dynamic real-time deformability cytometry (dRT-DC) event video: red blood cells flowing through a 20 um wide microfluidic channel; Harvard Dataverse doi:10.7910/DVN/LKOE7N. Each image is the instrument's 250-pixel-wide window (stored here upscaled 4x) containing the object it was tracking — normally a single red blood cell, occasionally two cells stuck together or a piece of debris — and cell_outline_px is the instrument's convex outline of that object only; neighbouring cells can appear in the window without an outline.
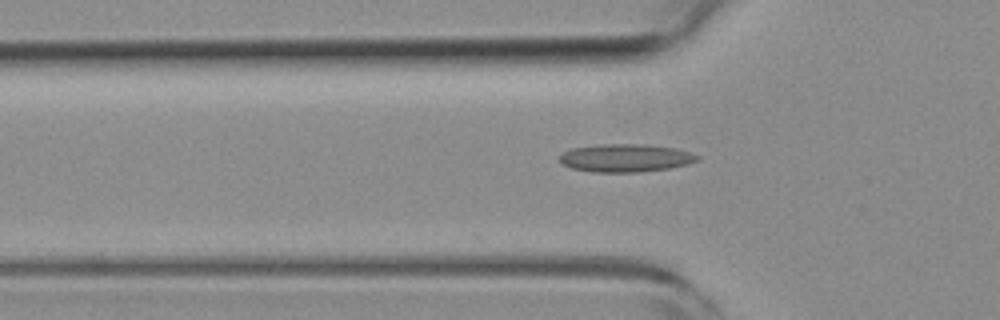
{"species": "common noctule bat (a hibernating species)", "species_latin": "Nyctalus noctula", "temperature_condition": "room temperature", "stored_images_in_passage": 39, "camera_frame_rate_fps": 3000, "um_per_image_px": 0.085, "animal": {"sex": "female", "body_mass_g": 19.3, "forearm_length_mm": 54.1}, "frame": {"image": 1, "passage_image": 10, "time_ms": 3.0, "image_size_px": [1000, 320], "cell_outline_px": [[700, 160], [688, 164], [668, 168], [640, 172], [592, 172], [572, 168], [556, 160], [564, 152], [572, 148], [600, 144], [644, 144], [676, 148], [700, 156]], "centroid_in_image_um": [53.17, 13.42], "position_along_channel_um": 72.6, "area_um2": 22.48}}
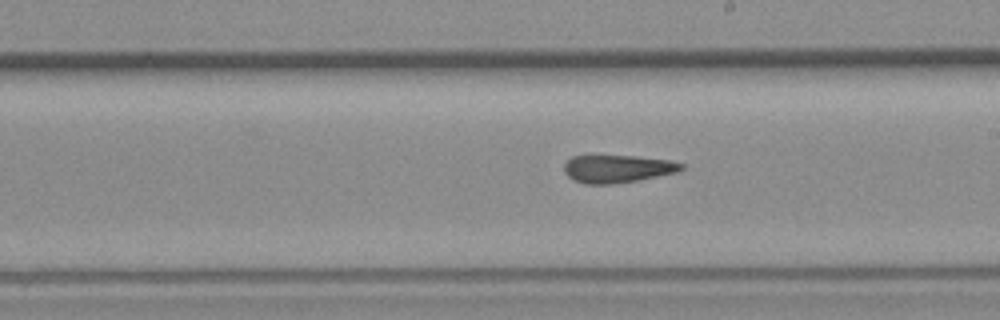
{"frame": {"image": 2, "passage_image": 23, "time_ms": 7.333, "image_size_px": [1000, 320], "cell_outline_px": [[684, 168], [676, 172], [640, 180], [612, 184], [584, 184], [572, 180], [564, 172], [564, 164], [572, 156], [632, 156], [668, 160], [684, 164]], "centroid_in_image_um": [52.45, 14.36], "position_along_channel_um": 236.5, "area_um2": 18.9}}
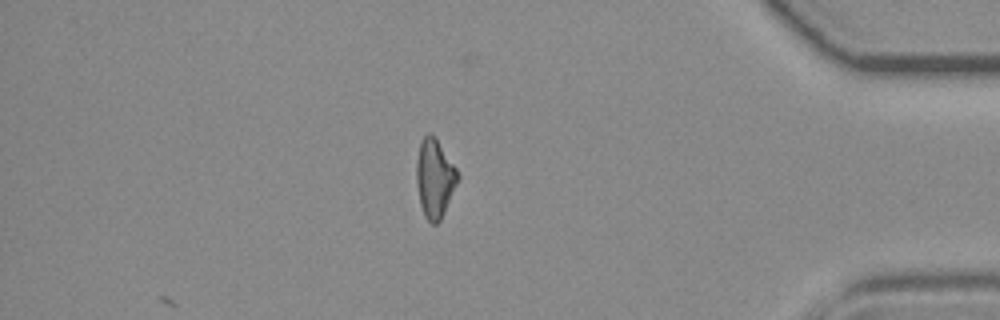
{"frame": {"image": 3, "passage_image": 39, "time_ms": 12.667, "image_size_px": [1000, 320], "cell_outline_px": [[460, 176], [444, 212], [440, 220], [436, 224], [432, 224], [424, 216], [420, 204], [416, 180], [416, 160], [420, 140], [428, 132], [432, 132], [456, 168]], "centroid_in_image_um": [36.93, 15.12], "position_along_channel_um": 398.3, "area_um2": 18.9}, "authors_computed_cell_mechanics": {"area_um2": 19.7098, "velocity_mm_per_s": 3.7702, "shape_relaxation_time_tau1_ms": null, "shape_relaxation_time_tau2_ms": 6.9421, "deformation_change_tau1": null, "deformation_change_tau2": 0.1914}}